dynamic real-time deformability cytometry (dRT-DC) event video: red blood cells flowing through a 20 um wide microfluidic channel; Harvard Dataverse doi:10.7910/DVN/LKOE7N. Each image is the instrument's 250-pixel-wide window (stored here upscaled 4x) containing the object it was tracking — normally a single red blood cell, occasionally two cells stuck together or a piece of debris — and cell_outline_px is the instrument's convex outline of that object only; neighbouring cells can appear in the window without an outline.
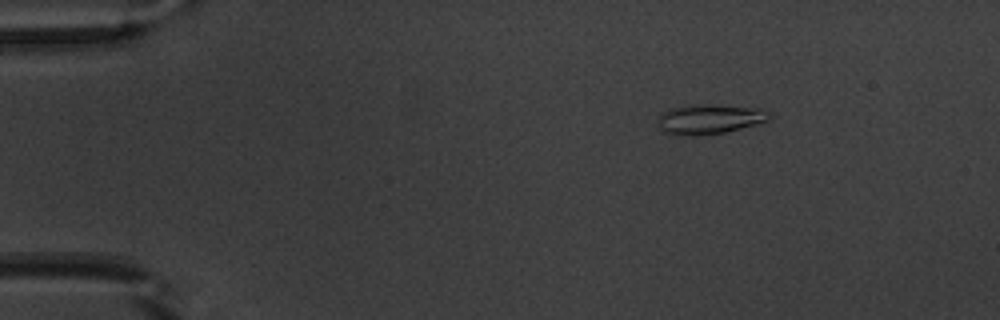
{"species": "common noctule bat (a hibernating species)", "species_latin": "Nyctalus noctula", "temperature_condition": "warm", "stored_images_in_passage": 46, "camera_frame_rate_fps": 3000, "um_per_image_px": 0.085, "animal": {"sex": "male", "body_mass_g": 20.1, "forearm_length_mm": 53.5}, "frame": {"image": 1, "passage_image": 2, "time_ms": 0.333, "image_size_px": [1000, 320], "cell_outline_px": [[772, 116], [768, 120], [760, 124], [724, 132], [692, 136], [688, 136], [664, 132], [660, 128], [656, 120], [664, 112], [672, 108], [704, 104], [716, 104], [760, 108], [772, 112]], "centroid_in_image_um": [60.38, 10.12], "position_along_channel_um": 24.6, "area_um2": 19.42}}
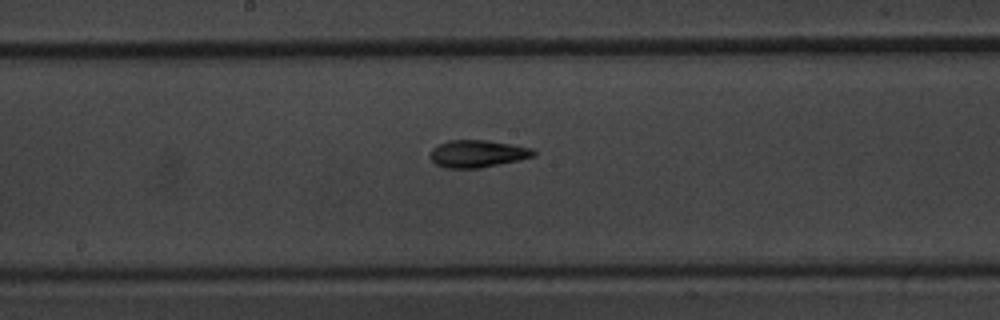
{"frame": {"image": 2, "passage_image": 22, "time_ms": 7.0, "image_size_px": [1000, 320], "cell_outline_px": [[536, 156], [520, 160], [480, 168], [444, 168], [436, 164], [432, 160], [432, 148], [448, 140], [488, 140], [532, 148], [536, 152]], "centroid_in_image_um": [40.63, 13.07], "position_along_channel_um": 207.6, "area_um2": 16.42}}
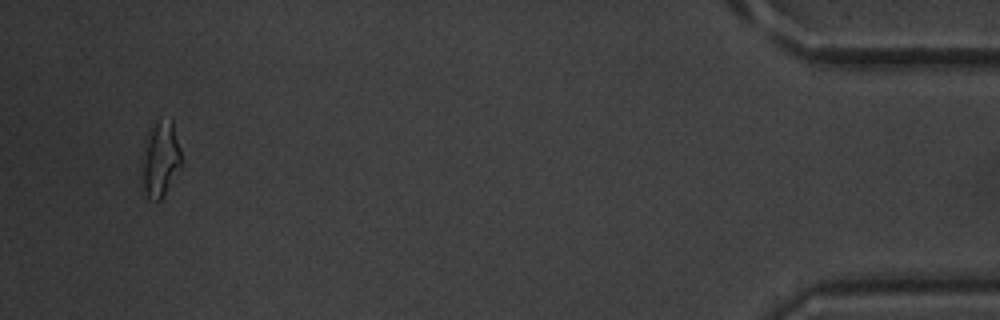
{"frame": {"image": 3, "passage_image": 44, "time_ms": 14.333, "image_size_px": [1000, 320], "cell_outline_px": [[184, 164], [160, 200], [156, 204], [148, 200], [140, 192], [140, 164], [144, 136], [148, 128], [160, 116], [172, 120], [184, 160]], "centroid_in_image_um": [13.57, 13.55], "position_along_channel_um": 421.6, "area_um2": 19.31}, "authors_computed_cell_mechanics": {"area_um2": 16.3285, "velocity_mm_per_s": 3.9173, "shape_relaxation_time_tau1_ms": 7.559, "shape_relaxation_time_tau2_ms": 2.0121, "deformation_change_tau1": 0.2388, "deformation_change_tau2": 0.1025}}